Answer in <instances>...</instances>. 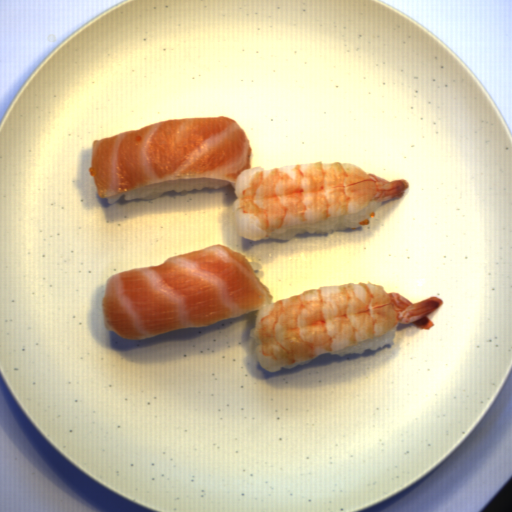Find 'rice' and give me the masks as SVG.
<instances>
[{
    "instance_id": "rice-3",
    "label": "rice",
    "mask_w": 512,
    "mask_h": 512,
    "mask_svg": "<svg viewBox=\"0 0 512 512\" xmlns=\"http://www.w3.org/2000/svg\"><path fill=\"white\" fill-rule=\"evenodd\" d=\"M399 325H400V323L397 326H395L392 330H390L387 334H385L384 336L367 339V340L358 342L356 345L344 348L339 351H328L325 353H321L318 357H315V358H312V359H309V360H306L303 362L288 364V365H285L282 367H271L260 355V353L257 349V346H256L255 337H254V329L256 328V325L250 330L249 341H250V346L254 352V355H255L258 363L264 369H266L267 371H269L271 373V372H280L282 369H290L291 370V369H294L295 367H297L298 365H307L310 362L314 361L315 359H317L320 356L325 355V354L343 357V356L350 355V354H363L366 350L377 351L379 348L381 349V348L385 347L386 345H393L395 343L394 338H395L396 331H397Z\"/></svg>"
},
{
    "instance_id": "rice-2",
    "label": "rice",
    "mask_w": 512,
    "mask_h": 512,
    "mask_svg": "<svg viewBox=\"0 0 512 512\" xmlns=\"http://www.w3.org/2000/svg\"><path fill=\"white\" fill-rule=\"evenodd\" d=\"M226 186H232L235 190V183L223 180V179H207V178H190L180 180H170L165 182L154 183L136 190L120 193L113 197H106L108 205L117 203L122 196L124 201L132 200H156L162 195L170 193L172 191H192V190H204L205 188L210 189H221Z\"/></svg>"
},
{
    "instance_id": "rice-4",
    "label": "rice",
    "mask_w": 512,
    "mask_h": 512,
    "mask_svg": "<svg viewBox=\"0 0 512 512\" xmlns=\"http://www.w3.org/2000/svg\"><path fill=\"white\" fill-rule=\"evenodd\" d=\"M254 275L256 276V278H262L265 271H260L262 270L263 266L262 264H260L259 262H254V261H248Z\"/></svg>"
},
{
    "instance_id": "rice-1",
    "label": "rice",
    "mask_w": 512,
    "mask_h": 512,
    "mask_svg": "<svg viewBox=\"0 0 512 512\" xmlns=\"http://www.w3.org/2000/svg\"><path fill=\"white\" fill-rule=\"evenodd\" d=\"M390 200V199H389ZM370 201L365 207L357 212L348 213L339 216H333L329 219L319 222L295 225L283 228L273 234H270L262 239L253 240L267 241V240H293L297 234L313 233V234H331L339 230L356 229L359 224L369 218L371 214L383 206L387 201Z\"/></svg>"
}]
</instances>
